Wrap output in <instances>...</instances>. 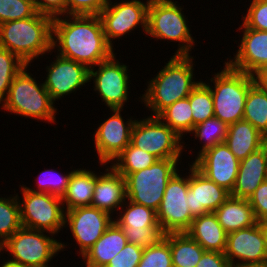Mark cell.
<instances>
[{"label": "cell", "instance_id": "484cf974", "mask_svg": "<svg viewBox=\"0 0 267 267\" xmlns=\"http://www.w3.org/2000/svg\"><path fill=\"white\" fill-rule=\"evenodd\" d=\"M214 213L227 234L257 223L253 208L248 199L230 196Z\"/></svg>", "mask_w": 267, "mask_h": 267}, {"label": "cell", "instance_id": "ffe728a7", "mask_svg": "<svg viewBox=\"0 0 267 267\" xmlns=\"http://www.w3.org/2000/svg\"><path fill=\"white\" fill-rule=\"evenodd\" d=\"M188 199L190 213L197 217L214 212L230 197V192L203 175L193 164H189Z\"/></svg>", "mask_w": 267, "mask_h": 267}, {"label": "cell", "instance_id": "c3c4849f", "mask_svg": "<svg viewBox=\"0 0 267 267\" xmlns=\"http://www.w3.org/2000/svg\"><path fill=\"white\" fill-rule=\"evenodd\" d=\"M229 267H267L266 264H242V263H233L229 264Z\"/></svg>", "mask_w": 267, "mask_h": 267}, {"label": "cell", "instance_id": "7dc6e473", "mask_svg": "<svg viewBox=\"0 0 267 267\" xmlns=\"http://www.w3.org/2000/svg\"><path fill=\"white\" fill-rule=\"evenodd\" d=\"M255 81L265 90H267V66L262 68L255 75Z\"/></svg>", "mask_w": 267, "mask_h": 267}, {"label": "cell", "instance_id": "836d02e7", "mask_svg": "<svg viewBox=\"0 0 267 267\" xmlns=\"http://www.w3.org/2000/svg\"><path fill=\"white\" fill-rule=\"evenodd\" d=\"M14 195L0 197V245L22 227L18 193Z\"/></svg>", "mask_w": 267, "mask_h": 267}, {"label": "cell", "instance_id": "d6986e66", "mask_svg": "<svg viewBox=\"0 0 267 267\" xmlns=\"http://www.w3.org/2000/svg\"><path fill=\"white\" fill-rule=\"evenodd\" d=\"M239 30H242L243 36L238 44V50L234 59L225 61L231 68L255 75L262 68L267 66V31H259L248 28L243 24Z\"/></svg>", "mask_w": 267, "mask_h": 267}, {"label": "cell", "instance_id": "ee69618b", "mask_svg": "<svg viewBox=\"0 0 267 267\" xmlns=\"http://www.w3.org/2000/svg\"><path fill=\"white\" fill-rule=\"evenodd\" d=\"M257 222L267 221V180L262 182L259 187L248 199Z\"/></svg>", "mask_w": 267, "mask_h": 267}, {"label": "cell", "instance_id": "4316f807", "mask_svg": "<svg viewBox=\"0 0 267 267\" xmlns=\"http://www.w3.org/2000/svg\"><path fill=\"white\" fill-rule=\"evenodd\" d=\"M95 186V171L84 168L75 169L70 176L65 193L61 197L65 211L91 206Z\"/></svg>", "mask_w": 267, "mask_h": 267}, {"label": "cell", "instance_id": "f6af8a7d", "mask_svg": "<svg viewBox=\"0 0 267 267\" xmlns=\"http://www.w3.org/2000/svg\"><path fill=\"white\" fill-rule=\"evenodd\" d=\"M38 13L52 18L67 15V0H33Z\"/></svg>", "mask_w": 267, "mask_h": 267}, {"label": "cell", "instance_id": "d590c367", "mask_svg": "<svg viewBox=\"0 0 267 267\" xmlns=\"http://www.w3.org/2000/svg\"><path fill=\"white\" fill-rule=\"evenodd\" d=\"M26 65L17 55L0 47V104L6 99L14 77Z\"/></svg>", "mask_w": 267, "mask_h": 267}, {"label": "cell", "instance_id": "60d3db41", "mask_svg": "<svg viewBox=\"0 0 267 267\" xmlns=\"http://www.w3.org/2000/svg\"><path fill=\"white\" fill-rule=\"evenodd\" d=\"M250 2L246 15L242 16V24L251 29L267 31V0Z\"/></svg>", "mask_w": 267, "mask_h": 267}, {"label": "cell", "instance_id": "8992f818", "mask_svg": "<svg viewBox=\"0 0 267 267\" xmlns=\"http://www.w3.org/2000/svg\"><path fill=\"white\" fill-rule=\"evenodd\" d=\"M177 3L174 0H150L146 34L156 41L178 42L174 55H190L196 41L190 33L184 8Z\"/></svg>", "mask_w": 267, "mask_h": 267}, {"label": "cell", "instance_id": "6da1fadb", "mask_svg": "<svg viewBox=\"0 0 267 267\" xmlns=\"http://www.w3.org/2000/svg\"><path fill=\"white\" fill-rule=\"evenodd\" d=\"M51 52L91 69L111 57L114 49L106 39L99 15H62L53 18Z\"/></svg>", "mask_w": 267, "mask_h": 267}, {"label": "cell", "instance_id": "7402d4cb", "mask_svg": "<svg viewBox=\"0 0 267 267\" xmlns=\"http://www.w3.org/2000/svg\"><path fill=\"white\" fill-rule=\"evenodd\" d=\"M267 180V143L239 163L235 186L230 196L249 199L259 185Z\"/></svg>", "mask_w": 267, "mask_h": 267}, {"label": "cell", "instance_id": "603a6c76", "mask_svg": "<svg viewBox=\"0 0 267 267\" xmlns=\"http://www.w3.org/2000/svg\"><path fill=\"white\" fill-rule=\"evenodd\" d=\"M185 233L202 246L205 251L224 253L227 233L218 222L214 212L194 217Z\"/></svg>", "mask_w": 267, "mask_h": 267}, {"label": "cell", "instance_id": "1f68e13d", "mask_svg": "<svg viewBox=\"0 0 267 267\" xmlns=\"http://www.w3.org/2000/svg\"><path fill=\"white\" fill-rule=\"evenodd\" d=\"M158 117L181 138L193 129L192 110L189 98L181 99L164 109ZM185 133V135H184Z\"/></svg>", "mask_w": 267, "mask_h": 267}, {"label": "cell", "instance_id": "8d00e7d4", "mask_svg": "<svg viewBox=\"0 0 267 267\" xmlns=\"http://www.w3.org/2000/svg\"><path fill=\"white\" fill-rule=\"evenodd\" d=\"M73 171L74 169L70 172L62 174L57 172L56 169H45V171L40 172V174H38L39 176L36 178V190L35 188H30L26 185L24 186L26 189L32 192H43L62 197L66 191L70 176L72 175Z\"/></svg>", "mask_w": 267, "mask_h": 267}, {"label": "cell", "instance_id": "f907efd6", "mask_svg": "<svg viewBox=\"0 0 267 267\" xmlns=\"http://www.w3.org/2000/svg\"><path fill=\"white\" fill-rule=\"evenodd\" d=\"M261 228L264 234V238H265V247H266V251H267V221L266 222H261Z\"/></svg>", "mask_w": 267, "mask_h": 267}, {"label": "cell", "instance_id": "3957f363", "mask_svg": "<svg viewBox=\"0 0 267 267\" xmlns=\"http://www.w3.org/2000/svg\"><path fill=\"white\" fill-rule=\"evenodd\" d=\"M53 18L41 13L0 24V47L17 55L31 66L34 59L52 54ZM37 58V59H36Z\"/></svg>", "mask_w": 267, "mask_h": 267}, {"label": "cell", "instance_id": "44dd1931", "mask_svg": "<svg viewBox=\"0 0 267 267\" xmlns=\"http://www.w3.org/2000/svg\"><path fill=\"white\" fill-rule=\"evenodd\" d=\"M100 173L102 175L96 172V186L91 206L113 216L125 203L126 180L111 165Z\"/></svg>", "mask_w": 267, "mask_h": 267}, {"label": "cell", "instance_id": "7bdbcfd3", "mask_svg": "<svg viewBox=\"0 0 267 267\" xmlns=\"http://www.w3.org/2000/svg\"><path fill=\"white\" fill-rule=\"evenodd\" d=\"M110 0H67V15H99Z\"/></svg>", "mask_w": 267, "mask_h": 267}, {"label": "cell", "instance_id": "bcb514c9", "mask_svg": "<svg viewBox=\"0 0 267 267\" xmlns=\"http://www.w3.org/2000/svg\"><path fill=\"white\" fill-rule=\"evenodd\" d=\"M224 253L205 251L196 267H229Z\"/></svg>", "mask_w": 267, "mask_h": 267}, {"label": "cell", "instance_id": "277c9868", "mask_svg": "<svg viewBox=\"0 0 267 267\" xmlns=\"http://www.w3.org/2000/svg\"><path fill=\"white\" fill-rule=\"evenodd\" d=\"M26 65L13 79L2 110L25 118L55 123L57 108L43 83L36 81ZM39 82V83H38Z\"/></svg>", "mask_w": 267, "mask_h": 267}, {"label": "cell", "instance_id": "74e56055", "mask_svg": "<svg viewBox=\"0 0 267 267\" xmlns=\"http://www.w3.org/2000/svg\"><path fill=\"white\" fill-rule=\"evenodd\" d=\"M36 13L33 0H0V24L26 19Z\"/></svg>", "mask_w": 267, "mask_h": 267}, {"label": "cell", "instance_id": "e575fe53", "mask_svg": "<svg viewBox=\"0 0 267 267\" xmlns=\"http://www.w3.org/2000/svg\"><path fill=\"white\" fill-rule=\"evenodd\" d=\"M188 98L192 110L193 127L214 116L211 90L205 82L200 80Z\"/></svg>", "mask_w": 267, "mask_h": 267}, {"label": "cell", "instance_id": "d4e9b609", "mask_svg": "<svg viewBox=\"0 0 267 267\" xmlns=\"http://www.w3.org/2000/svg\"><path fill=\"white\" fill-rule=\"evenodd\" d=\"M229 150L241 161L267 143V138L251 123L240 120L228 125L224 141Z\"/></svg>", "mask_w": 267, "mask_h": 267}, {"label": "cell", "instance_id": "f1b7e54d", "mask_svg": "<svg viewBox=\"0 0 267 267\" xmlns=\"http://www.w3.org/2000/svg\"><path fill=\"white\" fill-rule=\"evenodd\" d=\"M243 120L267 138V90L255 82L247 93Z\"/></svg>", "mask_w": 267, "mask_h": 267}, {"label": "cell", "instance_id": "f35d334b", "mask_svg": "<svg viewBox=\"0 0 267 267\" xmlns=\"http://www.w3.org/2000/svg\"><path fill=\"white\" fill-rule=\"evenodd\" d=\"M138 267H173L169 243L162 238L156 245L144 248Z\"/></svg>", "mask_w": 267, "mask_h": 267}, {"label": "cell", "instance_id": "5b68a950", "mask_svg": "<svg viewBox=\"0 0 267 267\" xmlns=\"http://www.w3.org/2000/svg\"><path fill=\"white\" fill-rule=\"evenodd\" d=\"M223 64L224 68L205 84L211 90L214 116L230 125L243 120L247 93L256 81L253 75L237 71L226 62Z\"/></svg>", "mask_w": 267, "mask_h": 267}, {"label": "cell", "instance_id": "681fc988", "mask_svg": "<svg viewBox=\"0 0 267 267\" xmlns=\"http://www.w3.org/2000/svg\"><path fill=\"white\" fill-rule=\"evenodd\" d=\"M5 260L6 259L4 258L3 262H1L2 264L0 265V267H22L19 264L13 263L9 260H6V261Z\"/></svg>", "mask_w": 267, "mask_h": 267}, {"label": "cell", "instance_id": "5bb4252c", "mask_svg": "<svg viewBox=\"0 0 267 267\" xmlns=\"http://www.w3.org/2000/svg\"><path fill=\"white\" fill-rule=\"evenodd\" d=\"M113 113L97 127L93 134L95 151L100 165L106 166L130 144L131 130L136 120L133 117L124 119L123 109H108ZM133 118V119H132ZM126 121V122H124Z\"/></svg>", "mask_w": 267, "mask_h": 267}, {"label": "cell", "instance_id": "f546056e", "mask_svg": "<svg viewBox=\"0 0 267 267\" xmlns=\"http://www.w3.org/2000/svg\"><path fill=\"white\" fill-rule=\"evenodd\" d=\"M126 200L118 210L119 213L116 212L119 215L115 216L116 219L114 218V222L118 226H130V230H143L145 227L159 226L156 211L128 199Z\"/></svg>", "mask_w": 267, "mask_h": 267}, {"label": "cell", "instance_id": "4fadbf2b", "mask_svg": "<svg viewBox=\"0 0 267 267\" xmlns=\"http://www.w3.org/2000/svg\"><path fill=\"white\" fill-rule=\"evenodd\" d=\"M114 2V3H113ZM110 3L100 12L99 17L108 43L114 47L115 39H121L131 31L143 28L147 33L148 6L150 0H122ZM113 42V43H112Z\"/></svg>", "mask_w": 267, "mask_h": 267}, {"label": "cell", "instance_id": "2e32d148", "mask_svg": "<svg viewBox=\"0 0 267 267\" xmlns=\"http://www.w3.org/2000/svg\"><path fill=\"white\" fill-rule=\"evenodd\" d=\"M55 57V60L45 68L47 77L43 81L54 103L89 82V69L85 65L58 54Z\"/></svg>", "mask_w": 267, "mask_h": 267}, {"label": "cell", "instance_id": "9a60e30c", "mask_svg": "<svg viewBox=\"0 0 267 267\" xmlns=\"http://www.w3.org/2000/svg\"><path fill=\"white\" fill-rule=\"evenodd\" d=\"M109 213L92 206L77 207L65 211V227L68 226L81 257L103 235L114 221Z\"/></svg>", "mask_w": 267, "mask_h": 267}, {"label": "cell", "instance_id": "9c48e42d", "mask_svg": "<svg viewBox=\"0 0 267 267\" xmlns=\"http://www.w3.org/2000/svg\"><path fill=\"white\" fill-rule=\"evenodd\" d=\"M19 199L21 225L26 228L47 231L52 234L59 233L65 228V209L61 197L43 193L32 192L21 186ZM21 200V201H20Z\"/></svg>", "mask_w": 267, "mask_h": 267}, {"label": "cell", "instance_id": "7c38bea8", "mask_svg": "<svg viewBox=\"0 0 267 267\" xmlns=\"http://www.w3.org/2000/svg\"><path fill=\"white\" fill-rule=\"evenodd\" d=\"M179 172L178 170L168 181L162 202L156 212L158 224L165 234L185 232L194 219L186 199L189 172L186 177Z\"/></svg>", "mask_w": 267, "mask_h": 267}, {"label": "cell", "instance_id": "7a4b0ae2", "mask_svg": "<svg viewBox=\"0 0 267 267\" xmlns=\"http://www.w3.org/2000/svg\"><path fill=\"white\" fill-rule=\"evenodd\" d=\"M194 57L173 55L166 65L148 80L144 94L139 97L150 116H158L174 102L187 98L200 81H195Z\"/></svg>", "mask_w": 267, "mask_h": 267}, {"label": "cell", "instance_id": "30bf717a", "mask_svg": "<svg viewBox=\"0 0 267 267\" xmlns=\"http://www.w3.org/2000/svg\"><path fill=\"white\" fill-rule=\"evenodd\" d=\"M182 139L158 116L149 115L144 119L135 120L130 143L160 160L180 158L186 148Z\"/></svg>", "mask_w": 267, "mask_h": 267}, {"label": "cell", "instance_id": "b9f144b4", "mask_svg": "<svg viewBox=\"0 0 267 267\" xmlns=\"http://www.w3.org/2000/svg\"><path fill=\"white\" fill-rule=\"evenodd\" d=\"M144 249L128 243L105 267H138Z\"/></svg>", "mask_w": 267, "mask_h": 267}, {"label": "cell", "instance_id": "ac0fdd59", "mask_svg": "<svg viewBox=\"0 0 267 267\" xmlns=\"http://www.w3.org/2000/svg\"><path fill=\"white\" fill-rule=\"evenodd\" d=\"M224 254L230 264H266L267 251L261 222L227 234Z\"/></svg>", "mask_w": 267, "mask_h": 267}, {"label": "cell", "instance_id": "d6a6232c", "mask_svg": "<svg viewBox=\"0 0 267 267\" xmlns=\"http://www.w3.org/2000/svg\"><path fill=\"white\" fill-rule=\"evenodd\" d=\"M228 125L219 120L217 117L213 116L210 119L193 127L189 134H194V138L202 142V147L197 153L196 158L217 144L224 143L227 137Z\"/></svg>", "mask_w": 267, "mask_h": 267}, {"label": "cell", "instance_id": "ab89813d", "mask_svg": "<svg viewBox=\"0 0 267 267\" xmlns=\"http://www.w3.org/2000/svg\"><path fill=\"white\" fill-rule=\"evenodd\" d=\"M123 230L127 242L141 248L156 245L165 235L160 226L145 227L143 230H130V226H119Z\"/></svg>", "mask_w": 267, "mask_h": 267}, {"label": "cell", "instance_id": "e0dca14e", "mask_svg": "<svg viewBox=\"0 0 267 267\" xmlns=\"http://www.w3.org/2000/svg\"><path fill=\"white\" fill-rule=\"evenodd\" d=\"M193 164L203 175L217 185L232 192L239 169L240 161L224 143L207 149L201 153Z\"/></svg>", "mask_w": 267, "mask_h": 267}, {"label": "cell", "instance_id": "816d5d0a", "mask_svg": "<svg viewBox=\"0 0 267 267\" xmlns=\"http://www.w3.org/2000/svg\"><path fill=\"white\" fill-rule=\"evenodd\" d=\"M52 265L49 266V264L47 265H39V266H28V267H51Z\"/></svg>", "mask_w": 267, "mask_h": 267}, {"label": "cell", "instance_id": "52a82bcc", "mask_svg": "<svg viewBox=\"0 0 267 267\" xmlns=\"http://www.w3.org/2000/svg\"><path fill=\"white\" fill-rule=\"evenodd\" d=\"M54 236L47 231L22 226L1 245V251L9 253L11 258L8 260L22 267L47 265L68 246Z\"/></svg>", "mask_w": 267, "mask_h": 267}, {"label": "cell", "instance_id": "8fae6325", "mask_svg": "<svg viewBox=\"0 0 267 267\" xmlns=\"http://www.w3.org/2000/svg\"><path fill=\"white\" fill-rule=\"evenodd\" d=\"M89 69V82L93 80L94 91L98 93L104 105L110 109H124L129 100L130 77L126 64L117 60L113 54Z\"/></svg>", "mask_w": 267, "mask_h": 267}, {"label": "cell", "instance_id": "83f0119b", "mask_svg": "<svg viewBox=\"0 0 267 267\" xmlns=\"http://www.w3.org/2000/svg\"><path fill=\"white\" fill-rule=\"evenodd\" d=\"M170 245L173 267H196L205 250L185 232L166 233L163 237Z\"/></svg>", "mask_w": 267, "mask_h": 267}, {"label": "cell", "instance_id": "4dcf8cb0", "mask_svg": "<svg viewBox=\"0 0 267 267\" xmlns=\"http://www.w3.org/2000/svg\"><path fill=\"white\" fill-rule=\"evenodd\" d=\"M158 159L131 143L112 161L111 166L124 178L153 165Z\"/></svg>", "mask_w": 267, "mask_h": 267}, {"label": "cell", "instance_id": "cb8c5ba5", "mask_svg": "<svg viewBox=\"0 0 267 267\" xmlns=\"http://www.w3.org/2000/svg\"><path fill=\"white\" fill-rule=\"evenodd\" d=\"M127 244L126 236L114 221L82 256L85 267H105Z\"/></svg>", "mask_w": 267, "mask_h": 267}, {"label": "cell", "instance_id": "ba28073f", "mask_svg": "<svg viewBox=\"0 0 267 267\" xmlns=\"http://www.w3.org/2000/svg\"><path fill=\"white\" fill-rule=\"evenodd\" d=\"M181 158L157 160L153 165L129 174L126 180V199L157 212L168 181L179 170Z\"/></svg>", "mask_w": 267, "mask_h": 267}]
</instances>
